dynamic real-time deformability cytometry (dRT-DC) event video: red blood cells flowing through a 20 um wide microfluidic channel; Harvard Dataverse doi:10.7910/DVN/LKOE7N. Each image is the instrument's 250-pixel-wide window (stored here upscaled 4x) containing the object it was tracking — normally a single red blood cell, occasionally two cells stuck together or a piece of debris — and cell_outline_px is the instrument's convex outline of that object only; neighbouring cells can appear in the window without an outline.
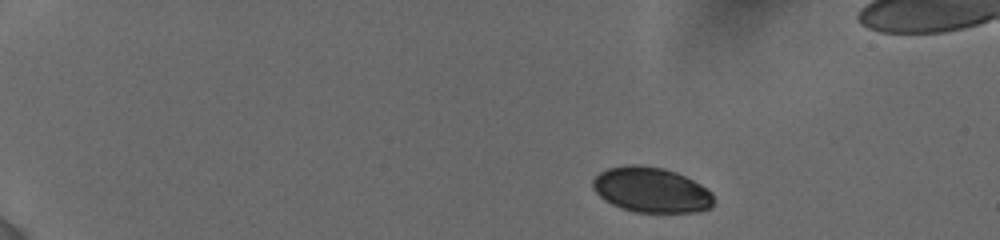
{"species": "human", "species_latin": "Homo sapiens", "temperature_condition": "cold", "stored_images_in_passage": 7, "camera_frame_rate_fps": 3000, "um_per_image_px": 0.085, "donor": {"sex": "female"}, "frame": {"image": 1, "passage_image": 1, "time_ms": 0.0, "image_size_px": [1000, 240], "cell_outline_px": [[712, 208], [696, 212], [636, 212], [620, 208], [604, 200], [592, 188], [592, 180], [600, 172], [608, 168], [628, 164], [640, 164], [664, 168], [676, 172], [700, 184], [712, 192]], "centroid_in_image_um": [55.34, 16.13], "position_along_channel_um": 29.7, "area_um2": 31.96}}
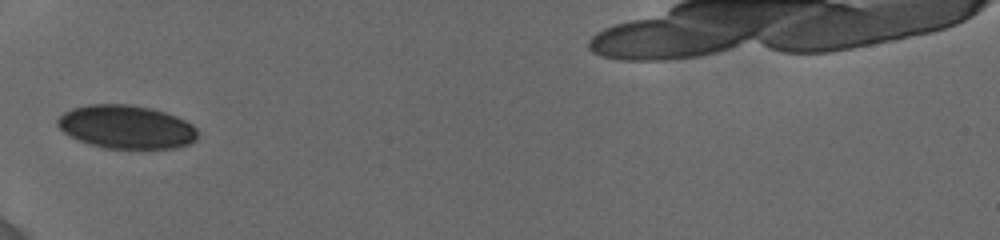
{"frame": {"image": 2, "passage_image": 6, "time_ms": 4.0, "image_size_px": [1000, 240], "cell_outline_px": [[200, 136], [196, 140], [188, 144], [176, 148], [104, 148], [80, 140], [64, 132], [56, 124], [56, 120], [64, 112], [72, 108], [88, 104], [128, 104], [152, 108], [176, 116], [192, 124], [196, 128]], "centroid_in_image_um": [10.76, 10.78], "position_along_channel_um": 74.2, "area_um2": 35.43}}